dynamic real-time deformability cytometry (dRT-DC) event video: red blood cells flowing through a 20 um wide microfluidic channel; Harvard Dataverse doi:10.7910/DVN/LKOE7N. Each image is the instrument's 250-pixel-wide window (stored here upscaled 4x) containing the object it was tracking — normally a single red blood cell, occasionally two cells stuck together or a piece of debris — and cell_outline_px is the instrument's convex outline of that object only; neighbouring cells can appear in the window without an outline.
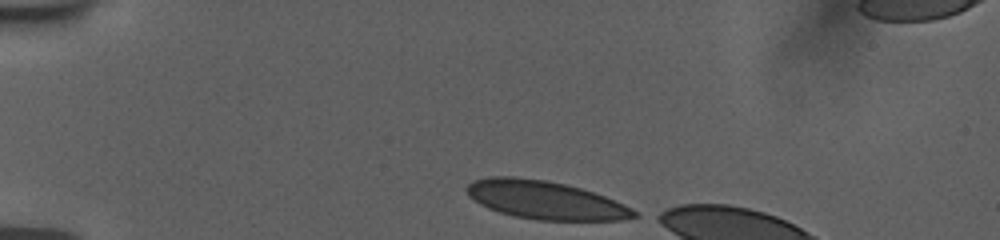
{"species": "human", "species_latin": "Homo sapiens", "temperature_condition": "room temperature", "stored_images_in_passage": 11, "camera_frame_rate_fps": 3000, "um_per_image_px": 0.085, "donor": {"sex": "female"}, "frame": {"image": 1, "passage_image": 1, "time_ms": 0.0, "image_size_px": [1000, 240], "cell_outline_px": [[640, 216], [624, 220], [536, 220], [516, 216], [500, 212], [488, 208], [480, 204], [468, 196], [464, 188], [472, 180], [492, 176], [512, 176], [544, 180], [564, 184], [580, 188], [604, 196], [624, 204], [632, 208]], "centroid_in_image_um": [46.32, 17.0], "position_along_channel_um": 38.7, "area_um2": 37.22}}
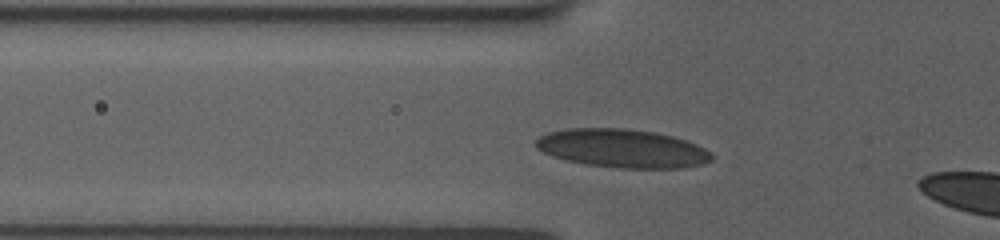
{"frame": {"image": 2, "passage_image": 8, "time_ms": 2.333, "image_size_px": [1000, 240], "cell_outline_px": [[712, 160], [704, 164], [684, 168], [620, 168], [584, 164], [552, 156], [536, 148], [536, 140], [540, 136], [548, 132], [568, 128], [624, 128], [656, 132], [672, 136], [696, 144], [704, 148], [712, 156]], "centroid_in_image_um": [52.89, 12.61], "position_along_channel_um": 72.9, "area_um2": 39.42}}